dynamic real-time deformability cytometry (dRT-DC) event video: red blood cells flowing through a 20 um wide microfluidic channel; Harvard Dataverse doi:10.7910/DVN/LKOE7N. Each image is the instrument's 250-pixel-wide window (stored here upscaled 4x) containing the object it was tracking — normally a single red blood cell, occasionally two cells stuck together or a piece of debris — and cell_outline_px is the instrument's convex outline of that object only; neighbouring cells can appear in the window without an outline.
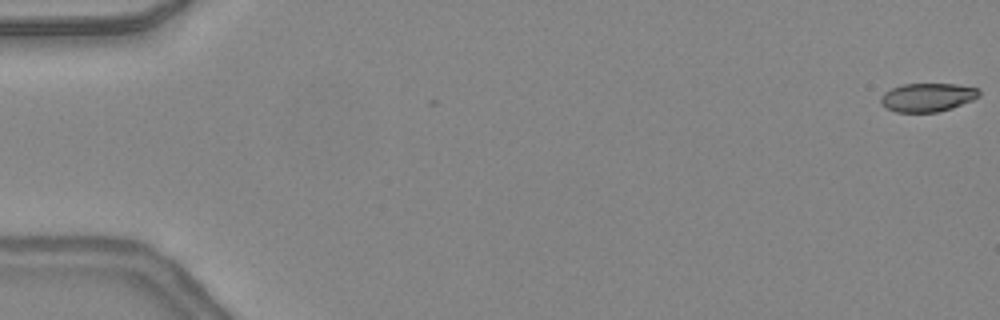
{"species": "common noctule bat (a hibernating species)", "species_latin": "Nyctalus noctula", "temperature_condition": "warm", "stored_images_in_passage": 4, "camera_frame_rate_fps": 3000, "um_per_image_px": 0.085, "animal": {"sex": "female", "body_mass_g": 24.6, "forearm_length_mm": 56.2}, "frame": {"image": 1, "passage_image": 1, "time_ms": 0.0, "image_size_px": [1000, 320], "cell_outline_px": [[980, 96], [972, 100], [952, 108], [936, 112], [896, 112], [880, 104], [880, 96], [884, 92], [892, 88], [904, 84], [956, 84], [980, 88]], "centroid_in_image_um": [78.85, 8.27], "position_along_channel_um": 6.2, "area_um2": 16.42}}